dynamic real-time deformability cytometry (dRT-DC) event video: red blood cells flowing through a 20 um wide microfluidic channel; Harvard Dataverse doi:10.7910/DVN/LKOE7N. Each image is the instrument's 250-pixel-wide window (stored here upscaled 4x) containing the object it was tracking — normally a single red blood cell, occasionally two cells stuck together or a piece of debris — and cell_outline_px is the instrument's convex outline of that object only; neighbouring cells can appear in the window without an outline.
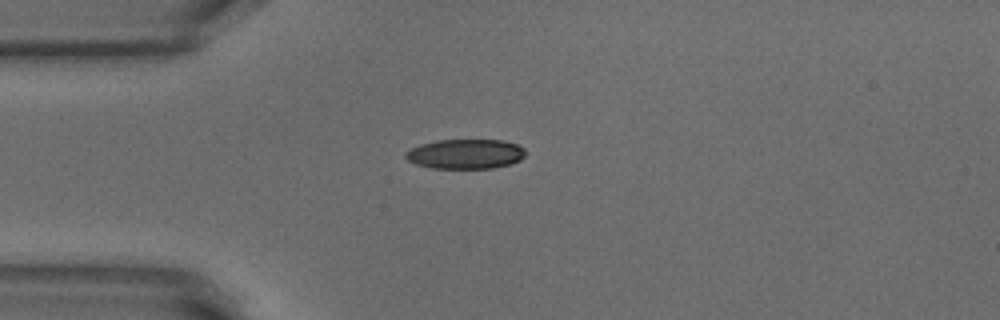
{"species": "common noctule bat (a hibernating species)", "species_latin": "Nyctalus noctula", "temperature_condition": "warm", "stored_images_in_passage": 40, "camera_frame_rate_fps": 3000, "um_per_image_px": 0.085, "animal": {"sex": "male", "body_mass_g": 18.8}, "frame": {"image": 1, "passage_image": 1, "time_ms": 0.0, "image_size_px": [1000, 320], "cell_outline_px": [[524, 156], [520, 160], [508, 164], [492, 168], [432, 168], [416, 164], [408, 160], [404, 156], [404, 152], [420, 144], [436, 140], [504, 140], [516, 144], [524, 148]], "centroid_in_image_um": [39.53, 13.08], "position_along_channel_um": 45.5, "area_um2": 20.69}}
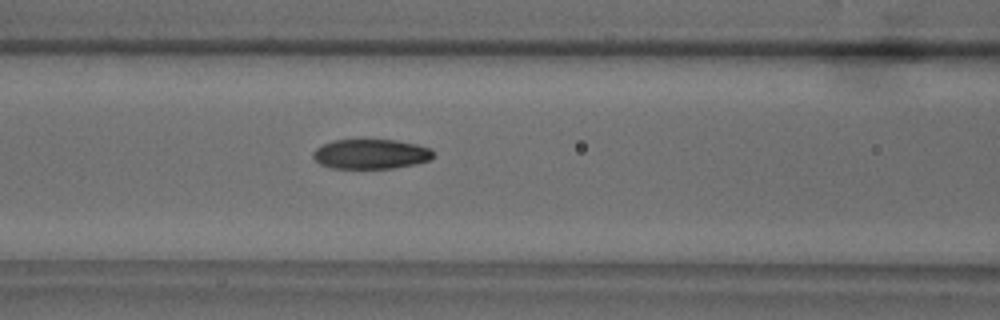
{"frame": {"image": 2, "passage_image": 9, "time_ms": 2.667, "image_size_px": [1000, 320], "cell_outline_px": [[432, 156], [428, 160], [416, 164], [392, 168], [332, 168], [320, 164], [312, 156], [312, 152], [316, 148], [332, 140], [396, 140], [416, 144], [432, 148]], "centroid_in_image_um": [31.5, 13.09], "position_along_channel_um": 135.1, "area_um2": 20.75}}
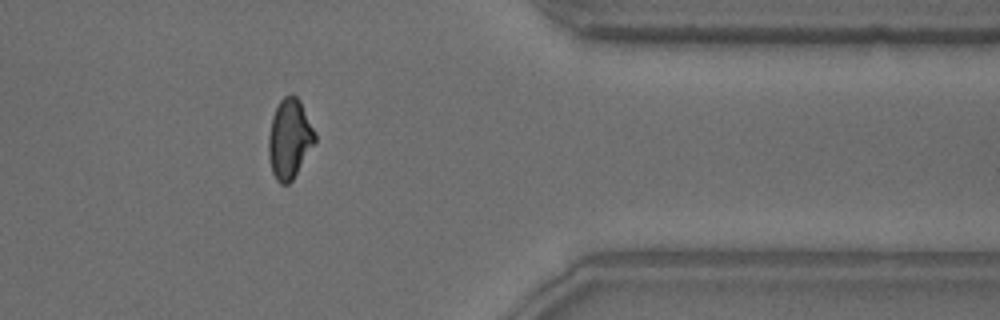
{"frame": {"image": 3, "passage_image": 30, "time_ms": 9.667, "image_size_px": [1000, 320], "cell_outline_px": [[316, 140], [292, 180], [288, 184], [280, 184], [276, 180], [272, 172], [268, 156], [268, 136], [272, 116], [280, 100], [284, 96], [292, 92], [300, 100], [316, 132]], "centroid_in_image_um": [24.6, 11.77], "position_along_channel_um": 386.8, "area_um2": 21.62}, "authors_computed_cell_mechanics": {"area_um2": 21.5594, "velocity_mm_per_s": 3.8695, "shape_relaxation_time_tau1_ms": 9.8634, "shape_relaxation_time_tau2_ms": 2.3284, "deformation_change_tau1": 0.2286, "deformation_change_tau2": 0.0809}}